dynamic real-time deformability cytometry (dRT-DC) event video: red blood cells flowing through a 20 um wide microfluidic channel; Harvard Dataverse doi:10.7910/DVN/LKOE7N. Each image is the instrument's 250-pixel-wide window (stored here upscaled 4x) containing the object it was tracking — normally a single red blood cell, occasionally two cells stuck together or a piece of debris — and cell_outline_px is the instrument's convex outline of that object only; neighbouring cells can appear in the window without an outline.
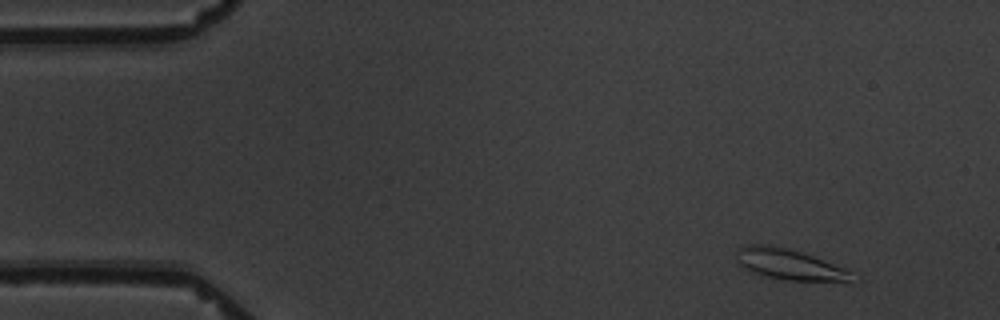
{"species": "common noctule bat (a hibernating species)", "species_latin": "Nyctalus noctula", "temperature_condition": "warm", "stored_images_in_passage": 5, "camera_frame_rate_fps": 3000, "um_per_image_px": 0.085, "animal": {"sex": "male", "body_mass_g": 19.5, "forearm_length_mm": 54.6}, "frame": {"image": 1, "passage_image": 1, "time_ms": 0.0, "image_size_px": [1000, 320], "cell_outline_px": [[852, 272], [848, 280], [784, 280], [752, 272], [740, 264], [736, 252], [740, 248], [748, 244], [772, 244], [788, 248], [812, 256], [844, 268]], "centroid_in_image_um": [67.0, 22.43], "position_along_channel_um": 18.0, "area_um2": 19.88}}
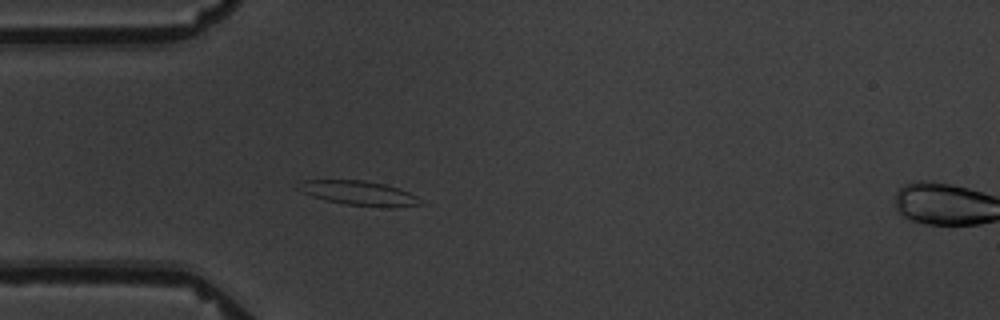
{"frame": {"image": 2, "passage_image": 4, "time_ms": 3.667, "image_size_px": [1000, 320], "cell_outline_px": [[424, 204], [388, 208], [344, 204], [324, 200], [300, 192], [296, 188], [300, 180], [364, 180], [384, 184], [408, 192], [416, 196]], "centroid_in_image_um": [30.45, 16.42], "position_along_channel_um": 54.5, "area_um2": 17.51}}